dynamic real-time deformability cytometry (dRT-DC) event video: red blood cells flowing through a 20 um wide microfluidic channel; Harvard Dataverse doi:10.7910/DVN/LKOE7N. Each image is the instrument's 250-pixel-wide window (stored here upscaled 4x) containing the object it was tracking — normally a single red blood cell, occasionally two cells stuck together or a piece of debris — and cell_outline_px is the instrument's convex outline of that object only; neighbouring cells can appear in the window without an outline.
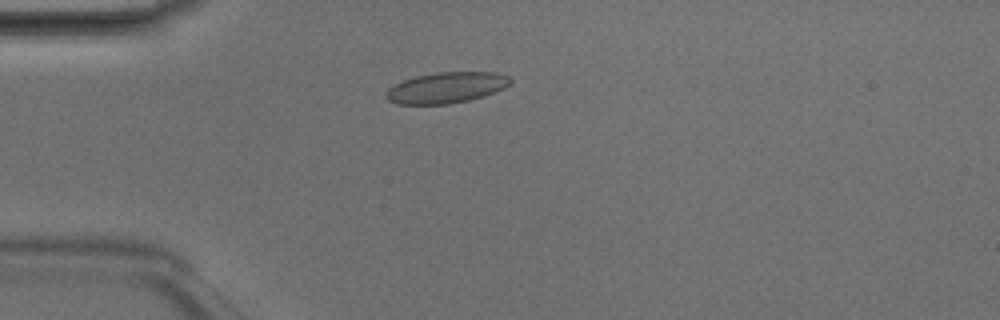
{"species": "Egyptian fruit bat (a non-hibernating species)", "species_latin": "Rousettus aegyptiacus", "temperature_condition": "room temperature", "stored_images_in_passage": 1, "camera_frame_rate_fps": 3000, "um_per_image_px": 0.085, "animal": {"sex": "male"}, "frame": {"image": 1, "passage_image": 1, "time_ms": 0.0, "image_size_px": [1000, 320], "cell_outline_px": [[512, 80], [504, 88], [484, 96], [468, 100], [448, 104], [396, 104], [388, 100], [384, 96], [388, 88], [404, 80], [416, 76], [440, 72], [496, 72], [508, 76]], "centroid_in_image_um": [37.92, 7.45], "position_along_channel_um": 47.1, "area_um2": 22.25}}